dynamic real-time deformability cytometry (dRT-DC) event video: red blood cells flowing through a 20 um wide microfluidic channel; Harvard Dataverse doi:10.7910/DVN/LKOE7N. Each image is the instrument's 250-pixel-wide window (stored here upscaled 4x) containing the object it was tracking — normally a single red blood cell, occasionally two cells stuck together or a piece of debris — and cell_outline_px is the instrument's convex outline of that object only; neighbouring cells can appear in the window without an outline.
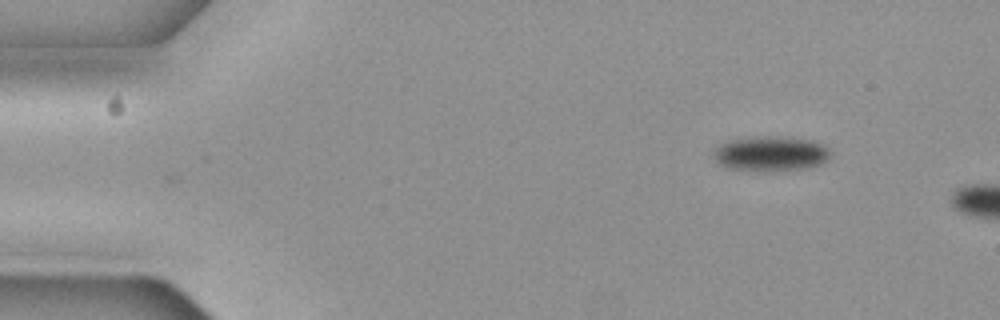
{"species": "common noctule bat (a hibernating species)", "species_latin": "Nyctalus noctula", "temperature_condition": "cold", "stored_images_in_passage": 5, "camera_frame_rate_fps": 3000, "um_per_image_px": 0.085, "animal": {"sex": "female", "body_mass_g": 19.3, "forearm_length_mm": 54.1}, "frame": {"image": 1, "passage_image": 1, "time_ms": 0.0, "image_size_px": [1000, 320], "cell_outline_px": [[832, 156], [828, 160], [812, 168], [756, 172], [728, 168], [720, 164], [712, 156], [712, 152], [720, 144], [728, 140], [808, 140], [824, 144], [832, 152]], "centroid_in_image_um": [65.54, 13.16], "position_along_channel_um": 19.5, "area_um2": 22.89}}